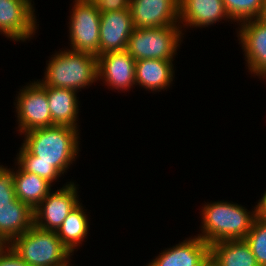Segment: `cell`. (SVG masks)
<instances>
[{
  "label": "cell",
  "mask_w": 266,
  "mask_h": 266,
  "mask_svg": "<svg viewBox=\"0 0 266 266\" xmlns=\"http://www.w3.org/2000/svg\"><path fill=\"white\" fill-rule=\"evenodd\" d=\"M23 134L25 140L17 157V165L24 171L52 183L75 161L79 151L77 129L54 125Z\"/></svg>",
  "instance_id": "cell-1"
},
{
  "label": "cell",
  "mask_w": 266,
  "mask_h": 266,
  "mask_svg": "<svg viewBox=\"0 0 266 266\" xmlns=\"http://www.w3.org/2000/svg\"><path fill=\"white\" fill-rule=\"evenodd\" d=\"M202 211V233L204 242L211 245L219 241L244 239L256 219V207L251 213L245 207L229 202L205 204Z\"/></svg>",
  "instance_id": "cell-2"
},
{
  "label": "cell",
  "mask_w": 266,
  "mask_h": 266,
  "mask_svg": "<svg viewBox=\"0 0 266 266\" xmlns=\"http://www.w3.org/2000/svg\"><path fill=\"white\" fill-rule=\"evenodd\" d=\"M53 56L44 79L38 81L41 85L77 91L98 80L95 55L68 49Z\"/></svg>",
  "instance_id": "cell-3"
},
{
  "label": "cell",
  "mask_w": 266,
  "mask_h": 266,
  "mask_svg": "<svg viewBox=\"0 0 266 266\" xmlns=\"http://www.w3.org/2000/svg\"><path fill=\"white\" fill-rule=\"evenodd\" d=\"M30 266H70V251L54 231L33 225L8 244Z\"/></svg>",
  "instance_id": "cell-4"
},
{
  "label": "cell",
  "mask_w": 266,
  "mask_h": 266,
  "mask_svg": "<svg viewBox=\"0 0 266 266\" xmlns=\"http://www.w3.org/2000/svg\"><path fill=\"white\" fill-rule=\"evenodd\" d=\"M167 25L157 28H134L126 51L135 61L142 59L172 60L181 43L182 26ZM180 26V27H179Z\"/></svg>",
  "instance_id": "cell-5"
},
{
  "label": "cell",
  "mask_w": 266,
  "mask_h": 266,
  "mask_svg": "<svg viewBox=\"0 0 266 266\" xmlns=\"http://www.w3.org/2000/svg\"><path fill=\"white\" fill-rule=\"evenodd\" d=\"M70 15L71 50L99 56L100 16L92 0H75Z\"/></svg>",
  "instance_id": "cell-6"
},
{
  "label": "cell",
  "mask_w": 266,
  "mask_h": 266,
  "mask_svg": "<svg viewBox=\"0 0 266 266\" xmlns=\"http://www.w3.org/2000/svg\"><path fill=\"white\" fill-rule=\"evenodd\" d=\"M17 98L18 128L22 133L53 126L46 86L38 80L21 89Z\"/></svg>",
  "instance_id": "cell-7"
},
{
  "label": "cell",
  "mask_w": 266,
  "mask_h": 266,
  "mask_svg": "<svg viewBox=\"0 0 266 266\" xmlns=\"http://www.w3.org/2000/svg\"><path fill=\"white\" fill-rule=\"evenodd\" d=\"M73 182L50 192L33 210L34 225L39 229L56 232L69 213L80 203Z\"/></svg>",
  "instance_id": "cell-8"
},
{
  "label": "cell",
  "mask_w": 266,
  "mask_h": 266,
  "mask_svg": "<svg viewBox=\"0 0 266 266\" xmlns=\"http://www.w3.org/2000/svg\"><path fill=\"white\" fill-rule=\"evenodd\" d=\"M32 0H0V32L6 37L25 41L37 29ZM34 10V11H33Z\"/></svg>",
  "instance_id": "cell-9"
},
{
  "label": "cell",
  "mask_w": 266,
  "mask_h": 266,
  "mask_svg": "<svg viewBox=\"0 0 266 266\" xmlns=\"http://www.w3.org/2000/svg\"><path fill=\"white\" fill-rule=\"evenodd\" d=\"M179 0H130L134 28H157L179 24Z\"/></svg>",
  "instance_id": "cell-10"
},
{
  "label": "cell",
  "mask_w": 266,
  "mask_h": 266,
  "mask_svg": "<svg viewBox=\"0 0 266 266\" xmlns=\"http://www.w3.org/2000/svg\"><path fill=\"white\" fill-rule=\"evenodd\" d=\"M135 63L126 50L101 54L97 57L98 79L116 90L126 91L136 85Z\"/></svg>",
  "instance_id": "cell-11"
},
{
  "label": "cell",
  "mask_w": 266,
  "mask_h": 266,
  "mask_svg": "<svg viewBox=\"0 0 266 266\" xmlns=\"http://www.w3.org/2000/svg\"><path fill=\"white\" fill-rule=\"evenodd\" d=\"M240 27L238 38L250 72L258 77L266 76V23L259 18L249 19Z\"/></svg>",
  "instance_id": "cell-12"
},
{
  "label": "cell",
  "mask_w": 266,
  "mask_h": 266,
  "mask_svg": "<svg viewBox=\"0 0 266 266\" xmlns=\"http://www.w3.org/2000/svg\"><path fill=\"white\" fill-rule=\"evenodd\" d=\"M133 29L130 10L102 13L100 16L99 55L125 51Z\"/></svg>",
  "instance_id": "cell-13"
},
{
  "label": "cell",
  "mask_w": 266,
  "mask_h": 266,
  "mask_svg": "<svg viewBox=\"0 0 266 266\" xmlns=\"http://www.w3.org/2000/svg\"><path fill=\"white\" fill-rule=\"evenodd\" d=\"M209 259L210 245L195 236L163 251L146 266H203Z\"/></svg>",
  "instance_id": "cell-14"
},
{
  "label": "cell",
  "mask_w": 266,
  "mask_h": 266,
  "mask_svg": "<svg viewBox=\"0 0 266 266\" xmlns=\"http://www.w3.org/2000/svg\"><path fill=\"white\" fill-rule=\"evenodd\" d=\"M179 4V23L185 22L183 27H208L223 18L230 19L223 0H179Z\"/></svg>",
  "instance_id": "cell-15"
},
{
  "label": "cell",
  "mask_w": 266,
  "mask_h": 266,
  "mask_svg": "<svg viewBox=\"0 0 266 266\" xmlns=\"http://www.w3.org/2000/svg\"><path fill=\"white\" fill-rule=\"evenodd\" d=\"M34 225L33 209L17 197L0 204V237L8 245Z\"/></svg>",
  "instance_id": "cell-16"
},
{
  "label": "cell",
  "mask_w": 266,
  "mask_h": 266,
  "mask_svg": "<svg viewBox=\"0 0 266 266\" xmlns=\"http://www.w3.org/2000/svg\"><path fill=\"white\" fill-rule=\"evenodd\" d=\"M173 60L142 59L135 63L136 85L151 91L169 87L174 74Z\"/></svg>",
  "instance_id": "cell-17"
},
{
  "label": "cell",
  "mask_w": 266,
  "mask_h": 266,
  "mask_svg": "<svg viewBox=\"0 0 266 266\" xmlns=\"http://www.w3.org/2000/svg\"><path fill=\"white\" fill-rule=\"evenodd\" d=\"M71 89L46 87L53 126H69L77 129V93Z\"/></svg>",
  "instance_id": "cell-18"
},
{
  "label": "cell",
  "mask_w": 266,
  "mask_h": 266,
  "mask_svg": "<svg viewBox=\"0 0 266 266\" xmlns=\"http://www.w3.org/2000/svg\"><path fill=\"white\" fill-rule=\"evenodd\" d=\"M210 259L217 266H259L245 239L212 243Z\"/></svg>",
  "instance_id": "cell-19"
},
{
  "label": "cell",
  "mask_w": 266,
  "mask_h": 266,
  "mask_svg": "<svg viewBox=\"0 0 266 266\" xmlns=\"http://www.w3.org/2000/svg\"><path fill=\"white\" fill-rule=\"evenodd\" d=\"M18 168L16 172L12 170L15 195L34 210L51 192L52 183L38 175L24 171L19 165Z\"/></svg>",
  "instance_id": "cell-20"
},
{
  "label": "cell",
  "mask_w": 266,
  "mask_h": 266,
  "mask_svg": "<svg viewBox=\"0 0 266 266\" xmlns=\"http://www.w3.org/2000/svg\"><path fill=\"white\" fill-rule=\"evenodd\" d=\"M87 216L79 203L63 221L56 231L62 244L74 253V249L80 246L81 242L86 238L89 229Z\"/></svg>",
  "instance_id": "cell-21"
},
{
  "label": "cell",
  "mask_w": 266,
  "mask_h": 266,
  "mask_svg": "<svg viewBox=\"0 0 266 266\" xmlns=\"http://www.w3.org/2000/svg\"><path fill=\"white\" fill-rule=\"evenodd\" d=\"M230 19L244 22L261 16L265 0H223Z\"/></svg>",
  "instance_id": "cell-22"
},
{
  "label": "cell",
  "mask_w": 266,
  "mask_h": 266,
  "mask_svg": "<svg viewBox=\"0 0 266 266\" xmlns=\"http://www.w3.org/2000/svg\"><path fill=\"white\" fill-rule=\"evenodd\" d=\"M244 239L249 244L259 266H266V223L256 217Z\"/></svg>",
  "instance_id": "cell-23"
},
{
  "label": "cell",
  "mask_w": 266,
  "mask_h": 266,
  "mask_svg": "<svg viewBox=\"0 0 266 266\" xmlns=\"http://www.w3.org/2000/svg\"><path fill=\"white\" fill-rule=\"evenodd\" d=\"M15 198L12 171L0 165V204L11 203Z\"/></svg>",
  "instance_id": "cell-24"
},
{
  "label": "cell",
  "mask_w": 266,
  "mask_h": 266,
  "mask_svg": "<svg viewBox=\"0 0 266 266\" xmlns=\"http://www.w3.org/2000/svg\"><path fill=\"white\" fill-rule=\"evenodd\" d=\"M97 10L102 13L114 12L120 10H130V0H92Z\"/></svg>",
  "instance_id": "cell-25"
},
{
  "label": "cell",
  "mask_w": 266,
  "mask_h": 266,
  "mask_svg": "<svg viewBox=\"0 0 266 266\" xmlns=\"http://www.w3.org/2000/svg\"><path fill=\"white\" fill-rule=\"evenodd\" d=\"M0 266H30L9 245L0 251Z\"/></svg>",
  "instance_id": "cell-26"
},
{
  "label": "cell",
  "mask_w": 266,
  "mask_h": 266,
  "mask_svg": "<svg viewBox=\"0 0 266 266\" xmlns=\"http://www.w3.org/2000/svg\"><path fill=\"white\" fill-rule=\"evenodd\" d=\"M256 216L259 220L266 223V191L256 205Z\"/></svg>",
  "instance_id": "cell-27"
},
{
  "label": "cell",
  "mask_w": 266,
  "mask_h": 266,
  "mask_svg": "<svg viewBox=\"0 0 266 266\" xmlns=\"http://www.w3.org/2000/svg\"><path fill=\"white\" fill-rule=\"evenodd\" d=\"M259 19L266 23V0H265V4L263 6L262 13Z\"/></svg>",
  "instance_id": "cell-28"
},
{
  "label": "cell",
  "mask_w": 266,
  "mask_h": 266,
  "mask_svg": "<svg viewBox=\"0 0 266 266\" xmlns=\"http://www.w3.org/2000/svg\"><path fill=\"white\" fill-rule=\"evenodd\" d=\"M203 266H217V265L214 264L211 259H209Z\"/></svg>",
  "instance_id": "cell-29"
},
{
  "label": "cell",
  "mask_w": 266,
  "mask_h": 266,
  "mask_svg": "<svg viewBox=\"0 0 266 266\" xmlns=\"http://www.w3.org/2000/svg\"><path fill=\"white\" fill-rule=\"evenodd\" d=\"M7 244L2 240L0 237V251L6 246Z\"/></svg>",
  "instance_id": "cell-30"
}]
</instances>
